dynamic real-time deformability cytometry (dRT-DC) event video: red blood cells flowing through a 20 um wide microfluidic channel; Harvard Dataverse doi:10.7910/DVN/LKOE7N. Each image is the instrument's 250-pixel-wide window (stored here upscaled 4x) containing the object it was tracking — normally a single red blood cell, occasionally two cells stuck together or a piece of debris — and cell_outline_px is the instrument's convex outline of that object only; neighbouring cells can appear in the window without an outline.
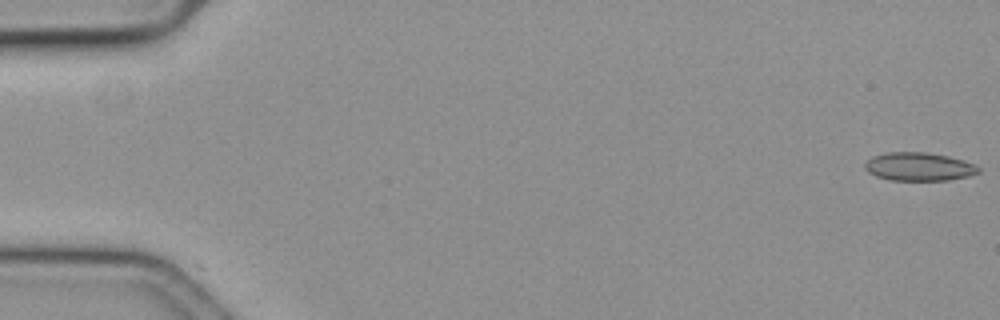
{"species": "common noctule bat (a hibernating species)", "species_latin": "Nyctalus noctula", "temperature_condition": "cold", "stored_images_in_passage": 14, "camera_frame_rate_fps": 3000, "um_per_image_px": 0.085, "animal": {"sex": "female", "body_mass_g": 19.3, "forearm_length_mm": 54.1}, "frame": {"image": 1, "passage_image": 1, "time_ms": 0.0, "image_size_px": [1000, 320], "cell_outline_px": [[980, 172], [968, 176], [944, 180], [892, 180], [876, 176], [868, 172], [864, 168], [864, 164], [872, 156], [888, 152], [924, 152], [948, 156], [972, 164], [980, 168]], "centroid_in_image_um": [78.06, 14.16], "position_along_channel_um": 6.9, "area_um2": 18.5}}